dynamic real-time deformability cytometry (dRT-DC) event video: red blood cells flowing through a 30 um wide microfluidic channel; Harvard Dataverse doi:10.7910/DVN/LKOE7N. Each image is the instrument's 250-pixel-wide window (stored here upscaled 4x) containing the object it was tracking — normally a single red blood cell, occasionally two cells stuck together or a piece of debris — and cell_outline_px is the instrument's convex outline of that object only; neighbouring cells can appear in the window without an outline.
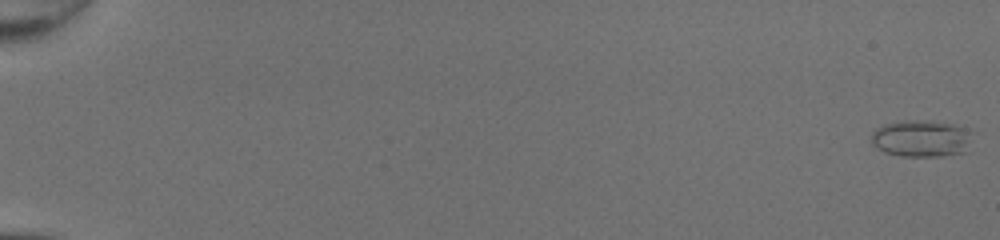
{"species": "common noctule bat (a hibernating species)", "species_latin": "Nyctalus noctula", "temperature_condition": "room temperature", "stored_images_in_passage": 51, "camera_frame_rate_fps": 3000, "um_per_image_px": 0.085, "animal": {"sex": "female", "body_mass_g": 20.0, "forearm_length_mm": 54.0}, "frame": {"image": 1, "passage_image": 1, "time_ms": 0.0, "image_size_px": [1000, 240], "cell_outline_px": [[972, 152], [940, 156], [900, 156], [884, 152], [876, 148], [872, 144], [872, 132], [876, 128], [884, 124], [904, 120], [932, 120], [952, 124], [964, 128], [972, 132]], "centroid_in_image_um": [78.38, 11.78], "position_along_channel_um": 6.6, "area_um2": 22.37}}
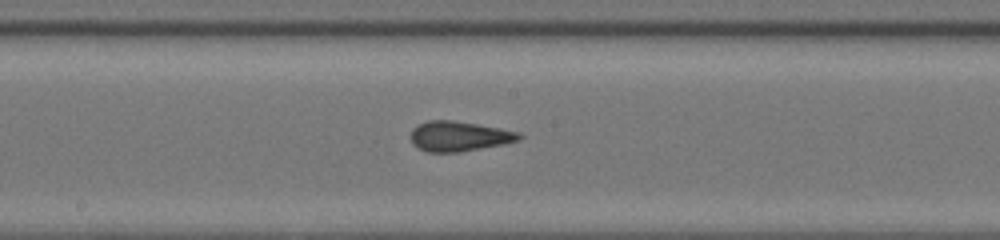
{"frame": {"image": 2, "passage_image": 30, "time_ms": 9.667, "image_size_px": [1000, 240], "cell_outline_px": [[524, 136], [520, 140], [504, 144], [460, 152], [428, 152], [416, 148], [412, 144], [412, 128], [428, 120], [452, 120], [476, 124], [520, 132]], "centroid_in_image_um": [39.03, 11.59], "position_along_channel_um": 209.2, "area_um2": 18.96}}
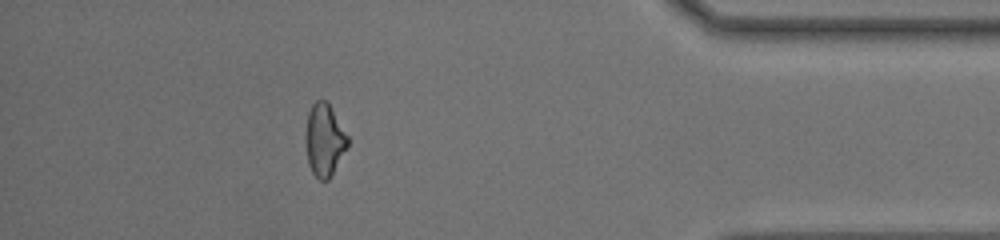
{"frame": {"image": 3, "passage_image": 46, "time_ms": 15.0, "image_size_px": [1000, 240], "cell_outline_px": [[348, 144], [328, 180], [320, 180], [312, 172], [308, 164], [304, 136], [304, 132], [308, 112], [312, 104], [316, 100], [324, 100], [328, 104], [348, 136]], "centroid_in_image_um": [27.52, 11.89], "position_along_channel_um": 407.7, "area_um2": 17.51}, "authors_computed_cell_mechanics": {"area_um2": 18.9006, "velocity_mm_per_s": 4.3665, "shape_relaxation_time_tau1_ms": 9.5895, "shape_relaxation_time_tau2_ms": 0.8918, "deformation_change_tau1": 0.1834, "deformation_change_tau2": 0.0545}}